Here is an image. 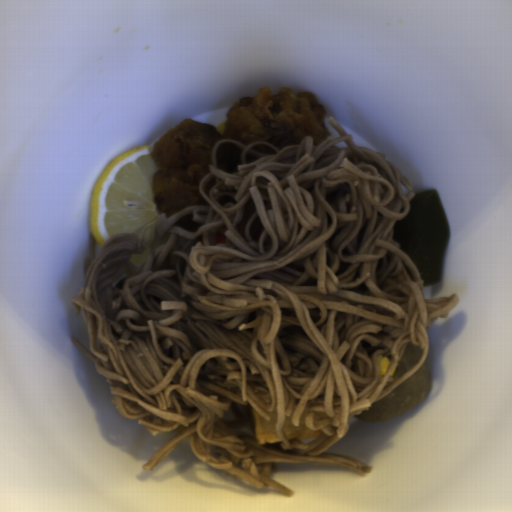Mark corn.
<instances>
[{"instance_id":"obj_1","label":"corn","mask_w":512,"mask_h":512,"mask_svg":"<svg viewBox=\"0 0 512 512\" xmlns=\"http://www.w3.org/2000/svg\"><path fill=\"white\" fill-rule=\"evenodd\" d=\"M377 360H378V368H379V375H384L389 364H390V360L387 356H384V355H378L377 357Z\"/></svg>"}]
</instances>
